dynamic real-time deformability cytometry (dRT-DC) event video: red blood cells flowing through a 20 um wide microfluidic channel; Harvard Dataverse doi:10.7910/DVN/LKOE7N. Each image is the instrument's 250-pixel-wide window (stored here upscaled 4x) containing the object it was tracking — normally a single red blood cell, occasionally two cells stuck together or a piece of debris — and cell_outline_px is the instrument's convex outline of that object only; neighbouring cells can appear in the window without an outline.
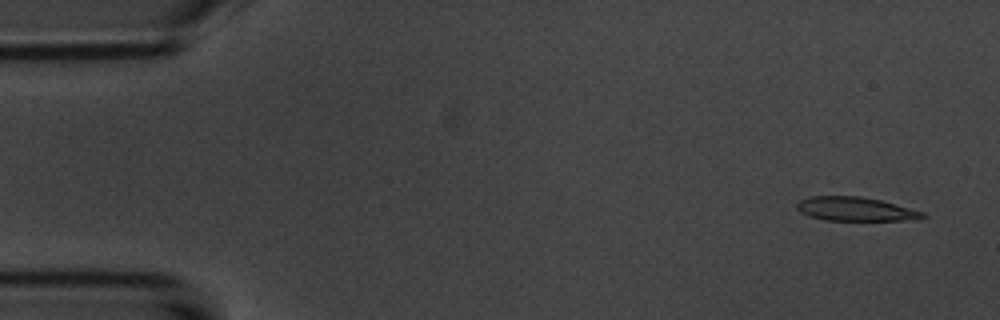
{"species": "common noctule bat (a hibernating species)", "species_latin": "Nyctalus noctula", "temperature_condition": "room temperature", "stored_images_in_passage": 5, "camera_frame_rate_fps": 3000, "um_per_image_px": 0.085, "animal": {"sex": "male", "body_mass_g": 20.1, "forearm_length_mm": 53.5}, "frame": {"image": 1, "passage_image": 1, "time_ms": 0.0, "image_size_px": [1000, 320], "cell_outline_px": [[928, 216], [904, 220], [824, 220], [808, 216], [800, 212], [796, 208], [796, 204], [800, 200], [812, 196], [860, 196], [880, 200], [924, 212]], "centroid_in_image_um": [72.65, 17.76], "position_along_channel_um": 12.4, "area_um2": 17.34}}
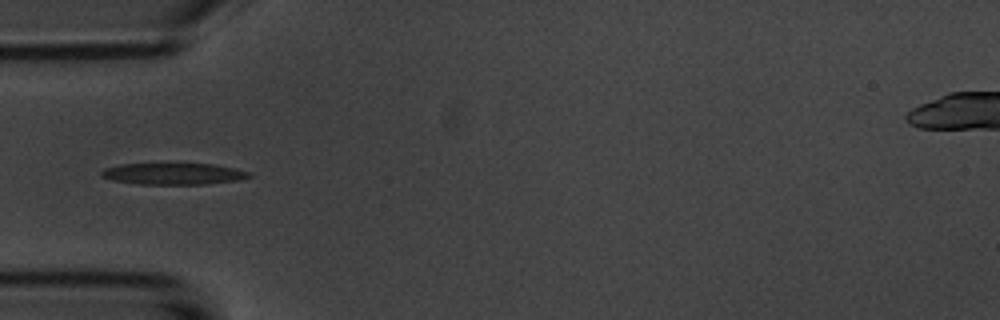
{"frame": {"image": 2, "passage_image": 5, "time_ms": 4.667, "image_size_px": [1000, 320], "cell_outline_px": [[252, 176], [236, 180], [204, 184], [140, 184], [112, 180], [100, 176], [100, 172], [104, 168], [120, 164], [168, 160], [212, 164], [236, 168], [248, 172]], "centroid_in_image_um": [14.66, 14.7], "position_along_channel_um": 70.3, "area_um2": 19.65}}